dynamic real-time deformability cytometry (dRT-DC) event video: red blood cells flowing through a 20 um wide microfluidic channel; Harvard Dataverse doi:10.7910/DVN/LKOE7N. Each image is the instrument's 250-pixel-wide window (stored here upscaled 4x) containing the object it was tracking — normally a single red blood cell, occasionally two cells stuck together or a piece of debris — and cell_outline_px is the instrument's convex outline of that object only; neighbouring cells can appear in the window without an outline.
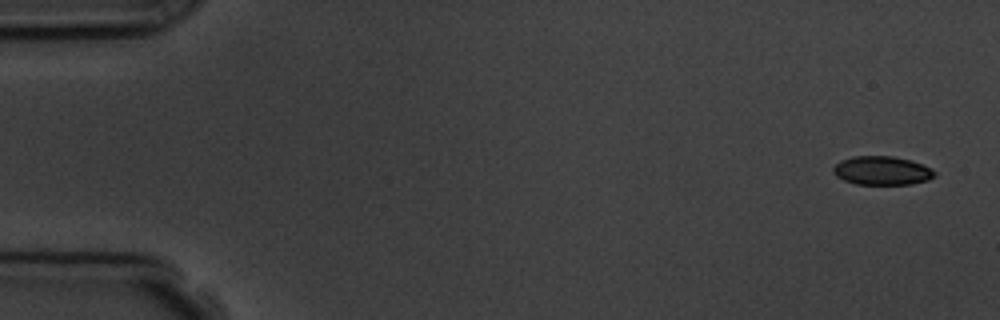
{"species": "common noctule bat (a hibernating species)", "species_latin": "Nyctalus noctula", "temperature_condition": "room temperature", "stored_images_in_passage": 4, "camera_frame_rate_fps": 3000, "um_per_image_px": 0.085, "animal": {"sex": "male", "body_mass_g": 19.5, "forearm_length_mm": 54.6}, "frame": {"image": 1, "passage_image": 1, "time_ms": 0.0, "image_size_px": [1000, 320], "cell_outline_px": [[936, 176], [928, 180], [912, 184], [856, 184], [844, 180], [836, 176], [832, 172], [832, 168], [840, 160], [852, 156], [892, 156], [912, 160], [936, 172]], "centroid_in_image_um": [74.94, 14.5], "position_along_channel_um": 10.1, "area_um2": 16.99}}
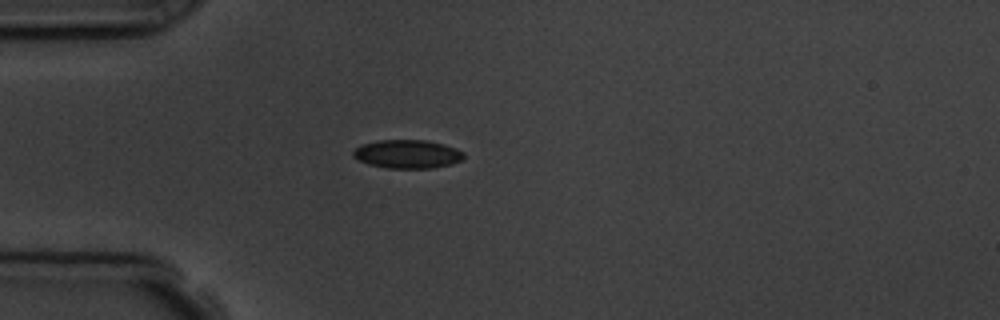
{"frame": {"image": 2, "passage_image": 4, "time_ms": 4.333, "image_size_px": [1000, 320], "cell_outline_px": [[464, 156], [460, 160], [452, 164], [432, 168], [384, 168], [368, 164], [356, 160], [352, 156], [352, 152], [360, 144], [380, 140], [424, 140], [444, 144], [456, 148], [464, 152]], "centroid_in_image_um": [34.59, 13.1], "position_along_channel_um": 50.4, "area_um2": 18.55}}